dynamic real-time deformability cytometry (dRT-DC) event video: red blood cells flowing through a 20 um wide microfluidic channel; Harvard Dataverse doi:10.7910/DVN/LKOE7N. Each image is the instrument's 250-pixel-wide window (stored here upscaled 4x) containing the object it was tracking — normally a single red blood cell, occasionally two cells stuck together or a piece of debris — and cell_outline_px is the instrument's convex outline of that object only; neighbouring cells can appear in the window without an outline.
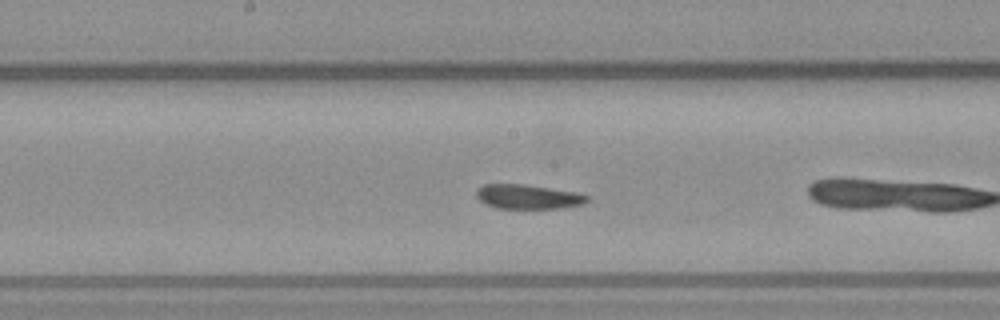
{"species": "common noctule bat (a hibernating species)", "species_latin": "Nyctalus noctula", "temperature_condition": "warm", "stored_images_in_passage": 39, "camera_frame_rate_fps": 3000, "um_per_image_px": 0.085, "animal": {"sex": "male", "body_mass_g": 23.1, "forearm_length_mm": 52.7}, "frame": {"image": 1, "passage_image": 12, "time_ms": 3.667, "image_size_px": [1000, 320], "cell_outline_px": [[588, 200], [584, 204], [560, 208], [496, 208], [484, 204], [476, 196], [476, 188], [484, 184], [524, 184], [576, 192], [588, 196]], "centroid_in_image_um": [44.84, 16.72], "position_along_channel_um": 203.4, "area_um2": 15.78}, "authors_computed_cell_mechanics": {"area_um2": 16.184, "velocity_mm_per_s": 3.863, "shape_relaxation_time_tau1_ms": 5.0595, "shape_relaxation_time_tau2_ms": 3.8454, "deformation_change_tau1": 0.1538, "deformation_change_tau2": 0.0768}}